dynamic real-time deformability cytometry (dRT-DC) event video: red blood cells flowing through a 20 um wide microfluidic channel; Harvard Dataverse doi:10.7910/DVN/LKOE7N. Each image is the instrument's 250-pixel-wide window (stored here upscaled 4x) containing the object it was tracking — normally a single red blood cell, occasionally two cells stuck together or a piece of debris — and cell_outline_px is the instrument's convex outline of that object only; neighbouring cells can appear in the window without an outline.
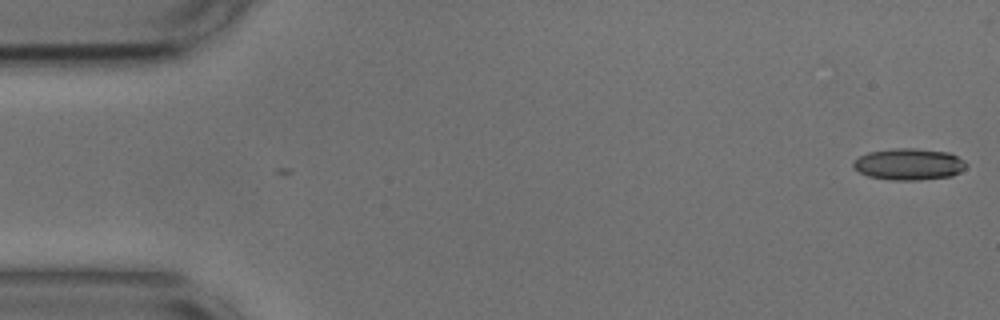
{"species": "common noctule bat (a hibernating species)", "species_latin": "Nyctalus noctula", "temperature_condition": "cold", "stored_images_in_passage": 54, "camera_frame_rate_fps": 3000, "um_per_image_px": 0.085, "animal": {"sex": "male", "body_mass_g": 17.9, "forearm_length_mm": 54.2}, "frame": {"image": 1, "passage_image": 1, "time_ms": 0.0, "image_size_px": [1000, 320], "cell_outline_px": [[968, 164], [960, 172], [952, 176], [916, 180], [892, 180], [868, 176], [860, 172], [852, 164], [852, 160], [868, 152], [896, 148], [916, 148], [948, 152], [964, 160]], "centroid_in_image_um": [77.26, 13.95], "position_along_channel_um": 7.7, "area_um2": 20.75}}
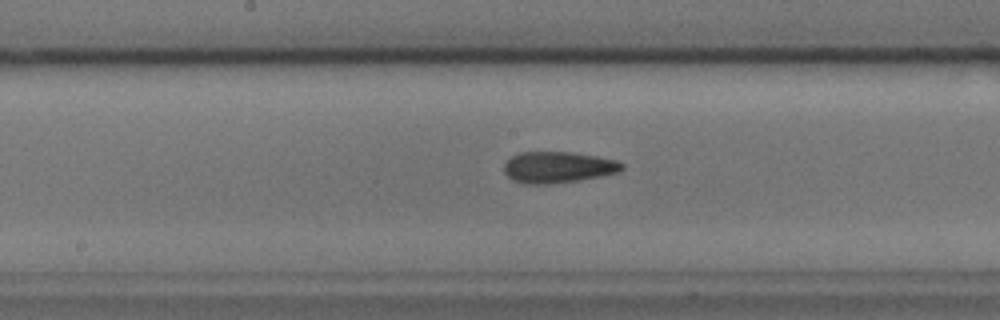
{"frame": {"image": 2, "passage_image": 27, "time_ms": 8.667, "image_size_px": [1000, 320], "cell_outline_px": [[624, 168], [620, 172], [580, 180], [548, 184], [524, 184], [512, 180], [504, 172], [504, 164], [512, 156], [520, 152], [572, 152], [596, 156], [616, 160], [624, 164]], "centroid_in_image_um": [47.43, 14.22], "position_along_channel_um": 200.8, "area_um2": 21.56}}
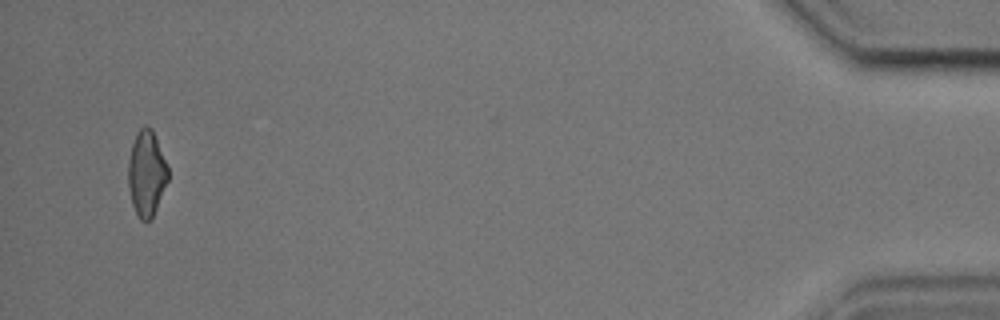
{"frame": {"image": 3, "passage_image": 52, "time_ms": 17.0, "image_size_px": [1000, 320], "cell_outline_px": [[168, 180], [156, 208], [152, 216], [148, 220], [140, 220], [132, 204], [128, 184], [128, 160], [132, 144], [136, 132], [144, 124], [152, 128], [168, 164]], "centroid_in_image_um": [12.45, 14.68], "position_along_channel_um": 422.7, "area_um2": 19.88}, "authors_computed_cell_mechanics": {"area_um2": 20.8947, "velocity_mm_per_s": 3.6658, "shape_relaxation_time_tau1_ms": null, "shape_relaxation_time_tau2_ms": 3.1826, "deformation_change_tau1": null, "deformation_change_tau2": 0.1094}}